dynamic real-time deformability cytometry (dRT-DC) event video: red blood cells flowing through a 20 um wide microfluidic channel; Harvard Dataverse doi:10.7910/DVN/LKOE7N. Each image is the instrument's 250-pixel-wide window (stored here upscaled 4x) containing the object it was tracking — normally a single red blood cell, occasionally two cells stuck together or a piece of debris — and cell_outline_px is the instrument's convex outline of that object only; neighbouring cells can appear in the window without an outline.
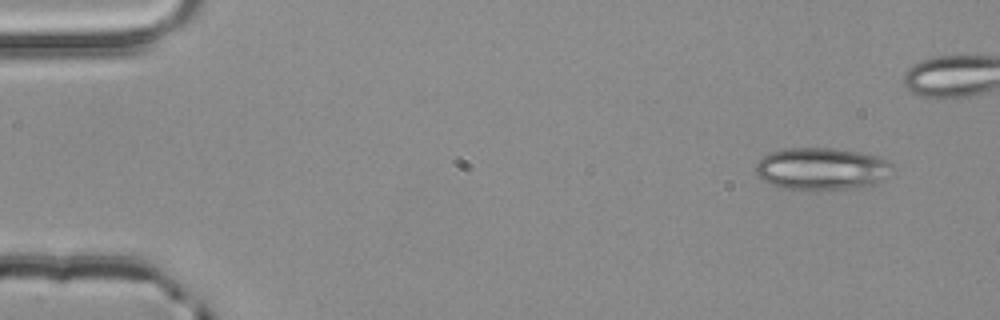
{"species": "common noctule bat (a hibernating species)", "species_latin": "Nyctalus noctula", "temperature_condition": "room temperature", "stored_images_in_passage": 4, "camera_frame_rate_fps": 3000, "um_per_image_px": 0.085, "animal": {"sex": "male", "body_mass_g": 20.4}, "frame": {"image": 1, "passage_image": 1, "time_ms": 0.0, "image_size_px": [1000, 320], "cell_outline_px": [[896, 168], [876, 184], [852, 188], [784, 188], [772, 184], [756, 176], [756, 164], [764, 156], [772, 152], [784, 148], [832, 148], [860, 152], [876, 156], [888, 160]], "centroid_in_image_um": [69.88, 14.32], "position_along_channel_um": 15.1, "area_um2": 33.18}}
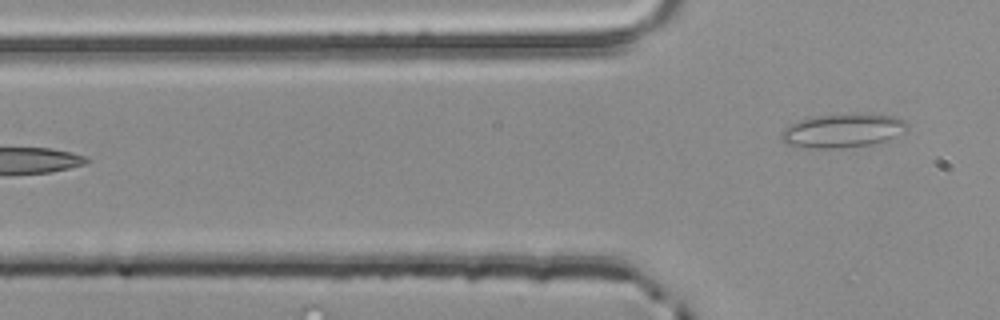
{"frame": {"image": 2, "passage_image": 4, "time_ms": 1.0, "image_size_px": [1000, 320], "cell_outline_px": [[908, 128], [904, 132], [896, 136], [884, 140], [868, 144], [840, 148], [808, 148], [784, 144], [780, 136], [780, 132], [788, 124], [800, 120], [816, 116], [852, 112], [868, 112], [896, 116], [904, 120], [908, 124]], "centroid_in_image_um": [71.62, 11.06], "position_along_channel_um": 54.2, "area_um2": 25.37}}